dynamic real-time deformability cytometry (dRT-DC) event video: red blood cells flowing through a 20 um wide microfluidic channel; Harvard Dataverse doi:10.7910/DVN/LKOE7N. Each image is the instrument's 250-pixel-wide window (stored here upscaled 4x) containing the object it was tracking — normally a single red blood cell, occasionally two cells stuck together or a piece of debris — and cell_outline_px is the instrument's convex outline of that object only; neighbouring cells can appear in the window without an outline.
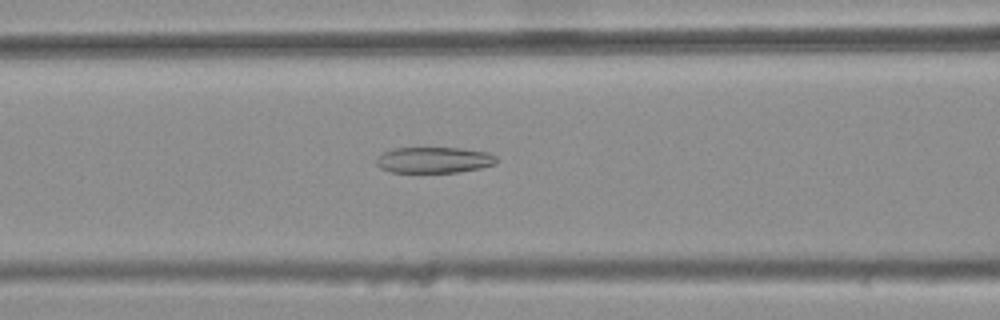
{"species": "common noctule bat (a hibernating species)", "species_latin": "Nyctalus noctula", "temperature_condition": "warm", "stored_images_in_passage": 41, "camera_frame_rate_fps": 3000, "um_per_image_px": 0.085, "animal": {"sex": "female", "body_mass_g": 25.1}, "frame": {"image": 1, "passage_image": 15, "time_ms": 4.667, "image_size_px": [1000, 320], "cell_outline_px": [[496, 164], [480, 168], [456, 172], [392, 172], [380, 168], [376, 164], [376, 160], [384, 152], [392, 148], [460, 148], [488, 152], [496, 156]], "centroid_in_image_um": [36.9, 13.59], "position_along_channel_um": 129.7, "area_um2": 18.09}}
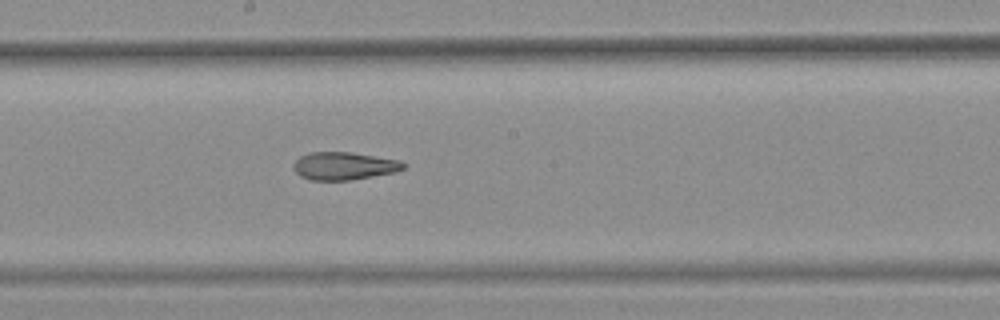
{"frame": {"image": 2, "passage_image": 22, "time_ms": 7.0, "image_size_px": [1000, 320], "cell_outline_px": [[408, 164], [404, 168], [396, 172], [348, 180], [312, 180], [300, 176], [292, 168], [292, 164], [300, 156], [308, 152], [352, 152], [400, 160]], "centroid_in_image_um": [29.24, 14.09], "position_along_channel_um": 219.0, "area_um2": 17.92}}
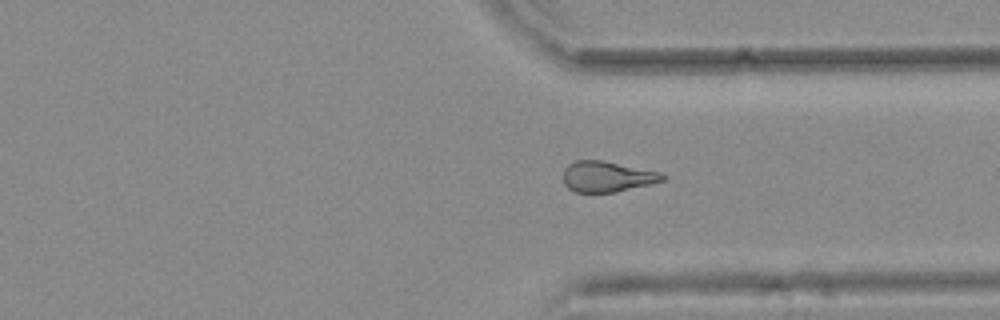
{"frame": {"image": 3, "passage_image": 33, "time_ms": 10.667, "image_size_px": [1000, 320], "cell_outline_px": [[668, 176], [664, 180], [616, 192], [576, 192], [568, 188], [564, 184], [564, 168], [568, 164], [576, 160], [604, 160], [664, 172]], "centroid_in_image_um": [51.64, 14.99], "position_along_channel_um": 359.8, "area_um2": 17.98}, "authors_computed_cell_mechanics": {"area_um2": 18.3804, "velocity_mm_per_s": 3.8322, "shape_relaxation_time_tau1_ms": null, "shape_relaxation_time_tau2_ms": 4.509, "deformation_change_tau1": null, "deformation_change_tau2": 0.158}}